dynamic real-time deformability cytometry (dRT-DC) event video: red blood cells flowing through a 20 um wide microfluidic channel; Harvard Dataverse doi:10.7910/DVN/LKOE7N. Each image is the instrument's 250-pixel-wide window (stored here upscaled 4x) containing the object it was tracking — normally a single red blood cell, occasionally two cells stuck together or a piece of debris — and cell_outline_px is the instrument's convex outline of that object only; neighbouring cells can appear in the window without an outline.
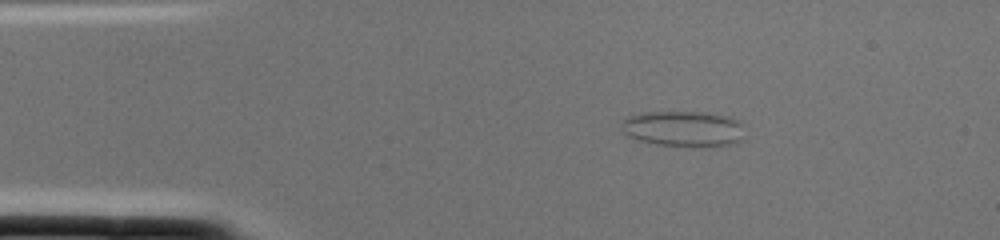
{"species": "common noctule bat (a hibernating species)", "species_latin": "Nyctalus noctula", "temperature_condition": "cold", "stored_images_in_passage": 1, "camera_frame_rate_fps": 3000, "um_per_image_px": 0.085, "animal": {"sex": "female", "body_mass_g": 22.0, "forearm_length_mm": 56.7}, "frame": {"image": 1, "passage_image": 1, "time_ms": 0.0, "image_size_px": [1000, 240], "cell_outline_px": [[740, 140], [732, 144], [704, 148], [692, 148], [656, 144], [636, 140], [628, 136], [624, 132], [620, 124], [628, 116], [640, 112], [708, 112], [732, 116], [740, 124]], "centroid_in_image_um": [58.05, 10.96], "position_along_channel_um": 27.0, "area_um2": 26.07}}